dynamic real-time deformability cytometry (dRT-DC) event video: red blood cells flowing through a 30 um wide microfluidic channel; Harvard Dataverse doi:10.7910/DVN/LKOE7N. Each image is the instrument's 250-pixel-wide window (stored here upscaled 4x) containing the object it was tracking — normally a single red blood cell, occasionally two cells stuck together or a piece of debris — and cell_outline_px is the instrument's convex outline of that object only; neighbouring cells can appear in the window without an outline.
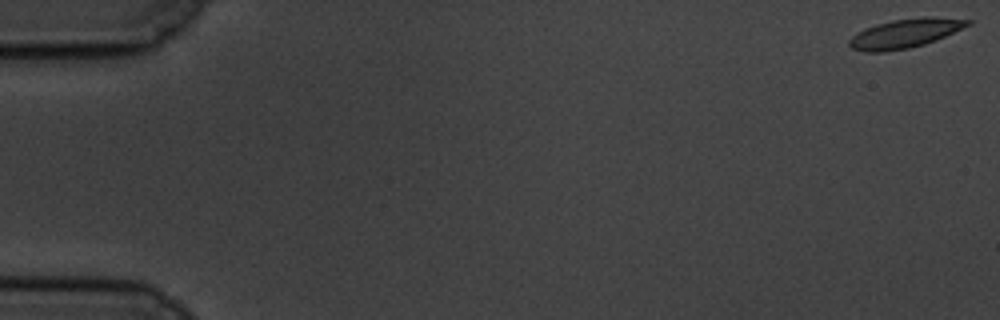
{"species": "common noctule bat (a hibernating species)", "species_latin": "Nyctalus noctula", "temperature_condition": "cold", "stored_images_in_passage": 8, "camera_frame_rate_fps": 3000, "um_per_image_px": 0.085, "animal": {"sex": "male", "body_mass_g": 19.5, "forearm_length_mm": 54.6}, "frame": {"image": 1, "passage_image": 1, "time_ms": 0.0, "image_size_px": [1000, 320], "cell_outline_px": [[972, 24], [936, 40], [924, 44], [908, 48], [884, 52], [864, 52], [852, 48], [848, 44], [848, 40], [856, 32], [864, 28], [876, 24], [892, 20], [924, 16], [928, 16], [972, 20]], "centroid_in_image_um": [76.9, 2.83], "position_along_channel_um": 8.1, "area_um2": 20.17}}